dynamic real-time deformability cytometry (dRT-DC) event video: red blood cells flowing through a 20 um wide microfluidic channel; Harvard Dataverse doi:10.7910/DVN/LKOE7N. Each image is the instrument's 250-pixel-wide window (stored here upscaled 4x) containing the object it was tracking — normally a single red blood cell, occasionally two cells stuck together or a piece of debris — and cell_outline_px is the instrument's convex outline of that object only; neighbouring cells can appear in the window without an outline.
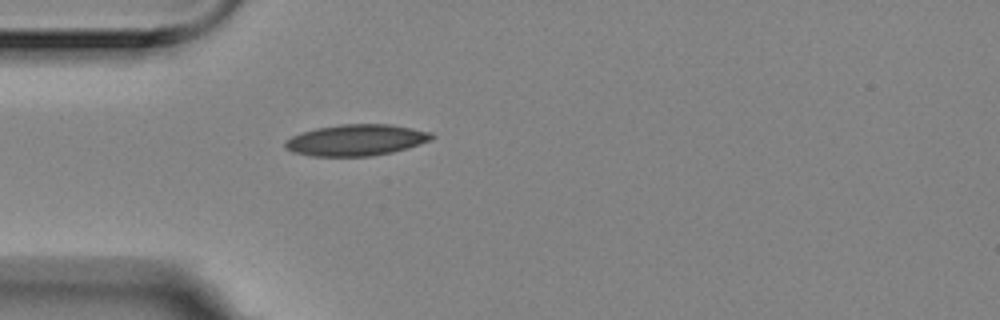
{"species": "Egyptian fruit bat (a non-hibernating species)", "species_latin": "Rousettus aegyptiacus", "temperature_condition": "room temperature", "stored_images_in_passage": 1, "camera_frame_rate_fps": 3000, "um_per_image_px": 0.085, "animal": {"sex": "female"}, "frame": {"image": 1, "passage_image": 1, "time_ms": 0.0, "image_size_px": [1000, 320], "cell_outline_px": [[436, 136], [432, 140], [408, 148], [392, 152], [372, 156], [312, 156], [292, 152], [284, 148], [284, 144], [292, 136], [300, 132], [316, 128], [340, 124], [388, 124], [412, 128], [432, 132]], "centroid_in_image_um": [30.29, 11.9], "position_along_channel_um": 54.7, "area_um2": 26.88}}